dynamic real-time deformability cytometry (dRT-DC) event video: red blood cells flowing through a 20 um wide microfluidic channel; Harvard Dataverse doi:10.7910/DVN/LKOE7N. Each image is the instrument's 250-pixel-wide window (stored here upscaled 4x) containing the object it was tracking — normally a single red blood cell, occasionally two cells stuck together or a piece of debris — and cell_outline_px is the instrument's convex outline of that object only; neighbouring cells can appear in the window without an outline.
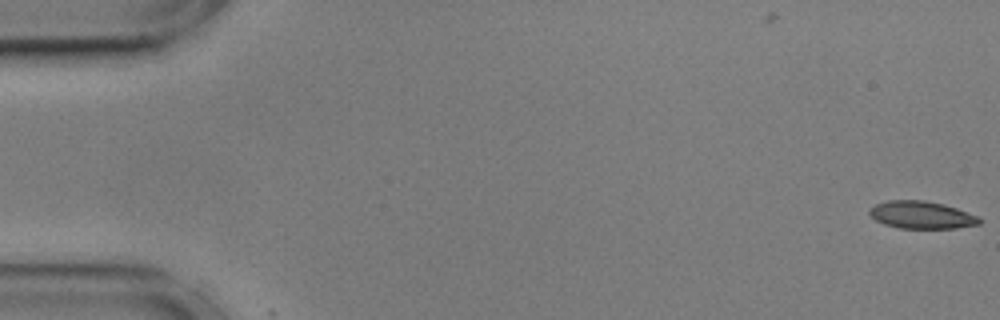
{"species": "common noctule bat (a hibernating species)", "species_latin": "Nyctalus noctula", "temperature_condition": "cold", "stored_images_in_passage": 2, "camera_frame_rate_fps": 3000, "um_per_image_px": 0.085, "animal": {"sex": "male", "body_mass_g": 17.9, "forearm_length_mm": 54.2}, "frame": {"image": 1, "passage_image": 1, "time_ms": 0.0, "image_size_px": [1000, 320], "cell_outline_px": [[980, 224], [956, 228], [900, 228], [884, 224], [876, 220], [868, 212], [876, 204], [888, 200], [924, 200], [944, 204], [980, 216]], "centroid_in_image_um": [78.36, 18.27], "position_along_channel_um": 6.6, "area_um2": 17.51}}